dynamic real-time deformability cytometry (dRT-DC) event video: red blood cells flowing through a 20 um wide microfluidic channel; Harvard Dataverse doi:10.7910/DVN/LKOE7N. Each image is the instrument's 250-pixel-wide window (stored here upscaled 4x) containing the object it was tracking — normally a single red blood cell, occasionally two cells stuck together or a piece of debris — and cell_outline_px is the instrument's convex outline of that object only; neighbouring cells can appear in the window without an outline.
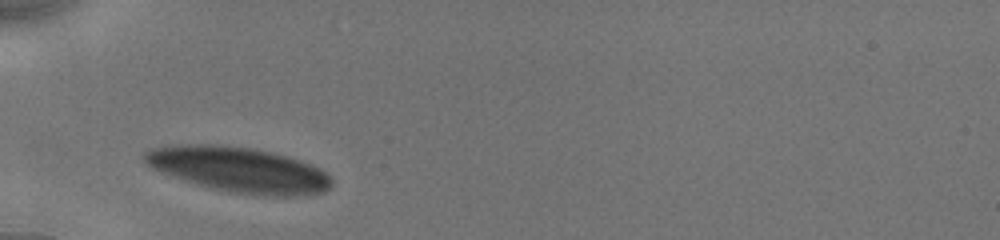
{"species": "human", "species_latin": "Homo sapiens", "temperature_condition": "cold", "stored_images_in_passage": 8, "camera_frame_rate_fps": 3000, "um_per_image_px": 0.085, "donor": {"sex": "male"}, "frame": {"image": 1, "passage_image": 1, "time_ms": 0.0, "image_size_px": [1000, 240], "cell_outline_px": [[332, 184], [324, 192], [308, 196], [264, 196], [232, 192], [212, 188], [196, 184], [160, 172], [152, 168], [144, 160], [144, 152], [152, 148], [188, 144], [208, 144], [248, 148], [272, 152], [288, 156], [300, 160], [324, 172], [332, 180]], "centroid_in_image_um": [20.32, 14.44], "position_along_channel_um": 64.7, "area_um2": 48.9}}
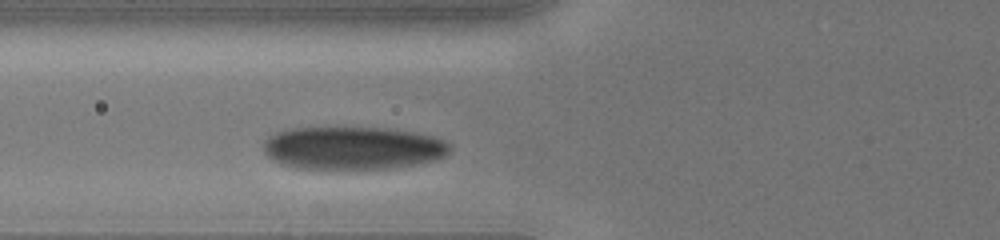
{"frame": {"image": 2, "passage_image": 5, "time_ms": 1.0, "image_size_px": [1000, 240], "cell_outline_px": [[452, 148], [444, 156], [432, 160], [412, 164], [388, 168], [296, 168], [280, 164], [272, 160], [264, 152], [264, 140], [268, 136], [276, 132], [288, 128], [380, 128], [412, 132], [432, 136], [444, 140]], "centroid_in_image_um": [29.92, 12.57], "position_along_channel_um": 95.9, "area_um2": 46.12}}